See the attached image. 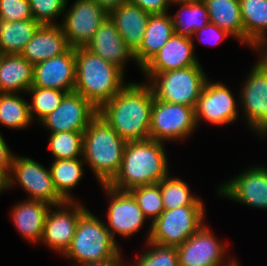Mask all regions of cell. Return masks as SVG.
<instances>
[{
	"label": "cell",
	"instance_id": "cell-42",
	"mask_svg": "<svg viewBox=\"0 0 267 266\" xmlns=\"http://www.w3.org/2000/svg\"><path fill=\"white\" fill-rule=\"evenodd\" d=\"M251 50L259 52L256 62L267 71V38L254 44Z\"/></svg>",
	"mask_w": 267,
	"mask_h": 266
},
{
	"label": "cell",
	"instance_id": "cell-16",
	"mask_svg": "<svg viewBox=\"0 0 267 266\" xmlns=\"http://www.w3.org/2000/svg\"><path fill=\"white\" fill-rule=\"evenodd\" d=\"M242 83L239 111L257 135L267 125V71L255 62Z\"/></svg>",
	"mask_w": 267,
	"mask_h": 266
},
{
	"label": "cell",
	"instance_id": "cell-46",
	"mask_svg": "<svg viewBox=\"0 0 267 266\" xmlns=\"http://www.w3.org/2000/svg\"><path fill=\"white\" fill-rule=\"evenodd\" d=\"M257 136H260V138H266L267 137V125L257 134Z\"/></svg>",
	"mask_w": 267,
	"mask_h": 266
},
{
	"label": "cell",
	"instance_id": "cell-33",
	"mask_svg": "<svg viewBox=\"0 0 267 266\" xmlns=\"http://www.w3.org/2000/svg\"><path fill=\"white\" fill-rule=\"evenodd\" d=\"M170 174L159 182L164 210L192 205L199 196L191 193L189 185L184 180Z\"/></svg>",
	"mask_w": 267,
	"mask_h": 266
},
{
	"label": "cell",
	"instance_id": "cell-39",
	"mask_svg": "<svg viewBox=\"0 0 267 266\" xmlns=\"http://www.w3.org/2000/svg\"><path fill=\"white\" fill-rule=\"evenodd\" d=\"M228 37L232 36L222 28H219L215 24L209 22L206 26L195 31L191 39L194 42V39L197 38L196 40L203 43L204 45L207 44L210 46L211 44L213 46H216Z\"/></svg>",
	"mask_w": 267,
	"mask_h": 266
},
{
	"label": "cell",
	"instance_id": "cell-14",
	"mask_svg": "<svg viewBox=\"0 0 267 266\" xmlns=\"http://www.w3.org/2000/svg\"><path fill=\"white\" fill-rule=\"evenodd\" d=\"M87 210L78 200L52 205L45 219L40 243L63 255L72 242L80 217Z\"/></svg>",
	"mask_w": 267,
	"mask_h": 266
},
{
	"label": "cell",
	"instance_id": "cell-27",
	"mask_svg": "<svg viewBox=\"0 0 267 266\" xmlns=\"http://www.w3.org/2000/svg\"><path fill=\"white\" fill-rule=\"evenodd\" d=\"M244 44L252 48L267 38V0H239Z\"/></svg>",
	"mask_w": 267,
	"mask_h": 266
},
{
	"label": "cell",
	"instance_id": "cell-2",
	"mask_svg": "<svg viewBox=\"0 0 267 266\" xmlns=\"http://www.w3.org/2000/svg\"><path fill=\"white\" fill-rule=\"evenodd\" d=\"M165 144L153 139L127 141L116 176L107 184L120 191L159 183L169 174Z\"/></svg>",
	"mask_w": 267,
	"mask_h": 266
},
{
	"label": "cell",
	"instance_id": "cell-8",
	"mask_svg": "<svg viewBox=\"0 0 267 266\" xmlns=\"http://www.w3.org/2000/svg\"><path fill=\"white\" fill-rule=\"evenodd\" d=\"M17 183L27 194L28 200L53 206L65 202L54 187L50 169L32 158L14 155L11 170L7 175V191Z\"/></svg>",
	"mask_w": 267,
	"mask_h": 266
},
{
	"label": "cell",
	"instance_id": "cell-30",
	"mask_svg": "<svg viewBox=\"0 0 267 266\" xmlns=\"http://www.w3.org/2000/svg\"><path fill=\"white\" fill-rule=\"evenodd\" d=\"M180 9L171 15L174 34L192 37L193 33L206 26L209 21L206 5L202 0L192 2L175 3Z\"/></svg>",
	"mask_w": 267,
	"mask_h": 266
},
{
	"label": "cell",
	"instance_id": "cell-4",
	"mask_svg": "<svg viewBox=\"0 0 267 266\" xmlns=\"http://www.w3.org/2000/svg\"><path fill=\"white\" fill-rule=\"evenodd\" d=\"M127 141L97 114L83 132L82 158L100 185L118 173Z\"/></svg>",
	"mask_w": 267,
	"mask_h": 266
},
{
	"label": "cell",
	"instance_id": "cell-37",
	"mask_svg": "<svg viewBox=\"0 0 267 266\" xmlns=\"http://www.w3.org/2000/svg\"><path fill=\"white\" fill-rule=\"evenodd\" d=\"M66 3L67 0H29L33 19L41 25L59 24L55 20L61 15L63 18Z\"/></svg>",
	"mask_w": 267,
	"mask_h": 266
},
{
	"label": "cell",
	"instance_id": "cell-28",
	"mask_svg": "<svg viewBox=\"0 0 267 266\" xmlns=\"http://www.w3.org/2000/svg\"><path fill=\"white\" fill-rule=\"evenodd\" d=\"M83 158L53 160L49 169L58 194L65 201H77L71 194L84 176Z\"/></svg>",
	"mask_w": 267,
	"mask_h": 266
},
{
	"label": "cell",
	"instance_id": "cell-49",
	"mask_svg": "<svg viewBox=\"0 0 267 266\" xmlns=\"http://www.w3.org/2000/svg\"><path fill=\"white\" fill-rule=\"evenodd\" d=\"M2 55H3V54H2V52L0 51V63H1Z\"/></svg>",
	"mask_w": 267,
	"mask_h": 266
},
{
	"label": "cell",
	"instance_id": "cell-12",
	"mask_svg": "<svg viewBox=\"0 0 267 266\" xmlns=\"http://www.w3.org/2000/svg\"><path fill=\"white\" fill-rule=\"evenodd\" d=\"M213 233L208 224L204 223L189 239L176 247L179 266L231 265L235 258L227 256L228 245L221 242Z\"/></svg>",
	"mask_w": 267,
	"mask_h": 266
},
{
	"label": "cell",
	"instance_id": "cell-34",
	"mask_svg": "<svg viewBox=\"0 0 267 266\" xmlns=\"http://www.w3.org/2000/svg\"><path fill=\"white\" fill-rule=\"evenodd\" d=\"M129 192L135 198L140 209L143 211L144 216L148 219L150 225L146 242L149 240L151 234V223H153L164 211L162 201V192L159 183L145 185L133 188Z\"/></svg>",
	"mask_w": 267,
	"mask_h": 266
},
{
	"label": "cell",
	"instance_id": "cell-29",
	"mask_svg": "<svg viewBox=\"0 0 267 266\" xmlns=\"http://www.w3.org/2000/svg\"><path fill=\"white\" fill-rule=\"evenodd\" d=\"M40 26L41 24L35 19L22 21L0 19V51L2 54H21Z\"/></svg>",
	"mask_w": 267,
	"mask_h": 266
},
{
	"label": "cell",
	"instance_id": "cell-1",
	"mask_svg": "<svg viewBox=\"0 0 267 266\" xmlns=\"http://www.w3.org/2000/svg\"><path fill=\"white\" fill-rule=\"evenodd\" d=\"M154 93L147 82H128L98 114L126 141L150 138Z\"/></svg>",
	"mask_w": 267,
	"mask_h": 266
},
{
	"label": "cell",
	"instance_id": "cell-5",
	"mask_svg": "<svg viewBox=\"0 0 267 266\" xmlns=\"http://www.w3.org/2000/svg\"><path fill=\"white\" fill-rule=\"evenodd\" d=\"M65 259L78 266L87 262L103 261L113 256H123L121 247L111 237L105 221L89 209L80 217L75 235L66 252ZM74 260V261H73Z\"/></svg>",
	"mask_w": 267,
	"mask_h": 266
},
{
	"label": "cell",
	"instance_id": "cell-10",
	"mask_svg": "<svg viewBox=\"0 0 267 266\" xmlns=\"http://www.w3.org/2000/svg\"><path fill=\"white\" fill-rule=\"evenodd\" d=\"M238 100L234 94L220 81L206 80L195 106V121L197 128L202 121L211 125L224 126L237 122L239 119ZM237 100V101H236ZM200 123V124H199Z\"/></svg>",
	"mask_w": 267,
	"mask_h": 266
},
{
	"label": "cell",
	"instance_id": "cell-6",
	"mask_svg": "<svg viewBox=\"0 0 267 266\" xmlns=\"http://www.w3.org/2000/svg\"><path fill=\"white\" fill-rule=\"evenodd\" d=\"M205 205L200 197L188 206L164 210L151 223L149 242L178 247L205 223Z\"/></svg>",
	"mask_w": 267,
	"mask_h": 266
},
{
	"label": "cell",
	"instance_id": "cell-32",
	"mask_svg": "<svg viewBox=\"0 0 267 266\" xmlns=\"http://www.w3.org/2000/svg\"><path fill=\"white\" fill-rule=\"evenodd\" d=\"M66 91L55 88H41L31 86L25 94L30 95L31 102H28L32 120L41 121L53 112L63 100Z\"/></svg>",
	"mask_w": 267,
	"mask_h": 266
},
{
	"label": "cell",
	"instance_id": "cell-9",
	"mask_svg": "<svg viewBox=\"0 0 267 266\" xmlns=\"http://www.w3.org/2000/svg\"><path fill=\"white\" fill-rule=\"evenodd\" d=\"M197 129L193 107L169 103L154 97L150 139L165 143L184 141Z\"/></svg>",
	"mask_w": 267,
	"mask_h": 266
},
{
	"label": "cell",
	"instance_id": "cell-15",
	"mask_svg": "<svg viewBox=\"0 0 267 266\" xmlns=\"http://www.w3.org/2000/svg\"><path fill=\"white\" fill-rule=\"evenodd\" d=\"M219 196L242 203V205L267 210V167L253 165L219 184Z\"/></svg>",
	"mask_w": 267,
	"mask_h": 266
},
{
	"label": "cell",
	"instance_id": "cell-24",
	"mask_svg": "<svg viewBox=\"0 0 267 266\" xmlns=\"http://www.w3.org/2000/svg\"><path fill=\"white\" fill-rule=\"evenodd\" d=\"M171 14H151L139 48L133 53L136 66L141 69L174 34Z\"/></svg>",
	"mask_w": 267,
	"mask_h": 266
},
{
	"label": "cell",
	"instance_id": "cell-31",
	"mask_svg": "<svg viewBox=\"0 0 267 266\" xmlns=\"http://www.w3.org/2000/svg\"><path fill=\"white\" fill-rule=\"evenodd\" d=\"M22 93H0V124L16 130L25 129L34 122L28 101Z\"/></svg>",
	"mask_w": 267,
	"mask_h": 266
},
{
	"label": "cell",
	"instance_id": "cell-44",
	"mask_svg": "<svg viewBox=\"0 0 267 266\" xmlns=\"http://www.w3.org/2000/svg\"><path fill=\"white\" fill-rule=\"evenodd\" d=\"M107 13L118 8L127 0H95Z\"/></svg>",
	"mask_w": 267,
	"mask_h": 266
},
{
	"label": "cell",
	"instance_id": "cell-18",
	"mask_svg": "<svg viewBox=\"0 0 267 266\" xmlns=\"http://www.w3.org/2000/svg\"><path fill=\"white\" fill-rule=\"evenodd\" d=\"M190 37L173 34L162 48L140 69L146 82L155 74L201 65Z\"/></svg>",
	"mask_w": 267,
	"mask_h": 266
},
{
	"label": "cell",
	"instance_id": "cell-19",
	"mask_svg": "<svg viewBox=\"0 0 267 266\" xmlns=\"http://www.w3.org/2000/svg\"><path fill=\"white\" fill-rule=\"evenodd\" d=\"M32 86L74 91L75 48L70 47L59 56L34 64Z\"/></svg>",
	"mask_w": 267,
	"mask_h": 266
},
{
	"label": "cell",
	"instance_id": "cell-3",
	"mask_svg": "<svg viewBox=\"0 0 267 266\" xmlns=\"http://www.w3.org/2000/svg\"><path fill=\"white\" fill-rule=\"evenodd\" d=\"M125 73L85 47L75 48V88L97 109L126 84Z\"/></svg>",
	"mask_w": 267,
	"mask_h": 266
},
{
	"label": "cell",
	"instance_id": "cell-25",
	"mask_svg": "<svg viewBox=\"0 0 267 266\" xmlns=\"http://www.w3.org/2000/svg\"><path fill=\"white\" fill-rule=\"evenodd\" d=\"M34 65L21 54H3L0 63V93H24L33 84Z\"/></svg>",
	"mask_w": 267,
	"mask_h": 266
},
{
	"label": "cell",
	"instance_id": "cell-11",
	"mask_svg": "<svg viewBox=\"0 0 267 266\" xmlns=\"http://www.w3.org/2000/svg\"><path fill=\"white\" fill-rule=\"evenodd\" d=\"M66 3L61 26L69 47H85L108 13L95 0H75Z\"/></svg>",
	"mask_w": 267,
	"mask_h": 266
},
{
	"label": "cell",
	"instance_id": "cell-26",
	"mask_svg": "<svg viewBox=\"0 0 267 266\" xmlns=\"http://www.w3.org/2000/svg\"><path fill=\"white\" fill-rule=\"evenodd\" d=\"M206 5L210 23L225 30L244 45V27L239 0H202Z\"/></svg>",
	"mask_w": 267,
	"mask_h": 266
},
{
	"label": "cell",
	"instance_id": "cell-17",
	"mask_svg": "<svg viewBox=\"0 0 267 266\" xmlns=\"http://www.w3.org/2000/svg\"><path fill=\"white\" fill-rule=\"evenodd\" d=\"M98 114V109L80 93L67 92L61 104L38 124L50 133L84 131Z\"/></svg>",
	"mask_w": 267,
	"mask_h": 266
},
{
	"label": "cell",
	"instance_id": "cell-23",
	"mask_svg": "<svg viewBox=\"0 0 267 266\" xmlns=\"http://www.w3.org/2000/svg\"><path fill=\"white\" fill-rule=\"evenodd\" d=\"M52 205L25 199L11 208V220L17 232L30 243L42 240L44 223Z\"/></svg>",
	"mask_w": 267,
	"mask_h": 266
},
{
	"label": "cell",
	"instance_id": "cell-21",
	"mask_svg": "<svg viewBox=\"0 0 267 266\" xmlns=\"http://www.w3.org/2000/svg\"><path fill=\"white\" fill-rule=\"evenodd\" d=\"M61 24L41 25L21 55L33 65L59 56L69 49Z\"/></svg>",
	"mask_w": 267,
	"mask_h": 266
},
{
	"label": "cell",
	"instance_id": "cell-13",
	"mask_svg": "<svg viewBox=\"0 0 267 266\" xmlns=\"http://www.w3.org/2000/svg\"><path fill=\"white\" fill-rule=\"evenodd\" d=\"M100 186L109 198L106 228L110 231L114 241L120 245L115 234L123 238L133 236L143 228L148 219L129 191H120L107 184Z\"/></svg>",
	"mask_w": 267,
	"mask_h": 266
},
{
	"label": "cell",
	"instance_id": "cell-45",
	"mask_svg": "<svg viewBox=\"0 0 267 266\" xmlns=\"http://www.w3.org/2000/svg\"><path fill=\"white\" fill-rule=\"evenodd\" d=\"M7 190V175L0 169V194Z\"/></svg>",
	"mask_w": 267,
	"mask_h": 266
},
{
	"label": "cell",
	"instance_id": "cell-22",
	"mask_svg": "<svg viewBox=\"0 0 267 266\" xmlns=\"http://www.w3.org/2000/svg\"><path fill=\"white\" fill-rule=\"evenodd\" d=\"M150 13L136 4L124 2L108 13L126 46L134 53L143 40Z\"/></svg>",
	"mask_w": 267,
	"mask_h": 266
},
{
	"label": "cell",
	"instance_id": "cell-36",
	"mask_svg": "<svg viewBox=\"0 0 267 266\" xmlns=\"http://www.w3.org/2000/svg\"><path fill=\"white\" fill-rule=\"evenodd\" d=\"M144 253L139 254L130 266H179L177 248L147 241ZM129 266V265H128Z\"/></svg>",
	"mask_w": 267,
	"mask_h": 266
},
{
	"label": "cell",
	"instance_id": "cell-40",
	"mask_svg": "<svg viewBox=\"0 0 267 266\" xmlns=\"http://www.w3.org/2000/svg\"><path fill=\"white\" fill-rule=\"evenodd\" d=\"M127 2L136 4L150 14L167 13L168 8L171 7L169 0H127Z\"/></svg>",
	"mask_w": 267,
	"mask_h": 266
},
{
	"label": "cell",
	"instance_id": "cell-41",
	"mask_svg": "<svg viewBox=\"0 0 267 266\" xmlns=\"http://www.w3.org/2000/svg\"><path fill=\"white\" fill-rule=\"evenodd\" d=\"M16 153L12 152L0 132V169L8 175L11 170L12 160Z\"/></svg>",
	"mask_w": 267,
	"mask_h": 266
},
{
	"label": "cell",
	"instance_id": "cell-20",
	"mask_svg": "<svg viewBox=\"0 0 267 266\" xmlns=\"http://www.w3.org/2000/svg\"><path fill=\"white\" fill-rule=\"evenodd\" d=\"M85 48L116 65L124 73L127 70L125 69L127 62L134 61L132 51L126 46L109 16L101 23Z\"/></svg>",
	"mask_w": 267,
	"mask_h": 266
},
{
	"label": "cell",
	"instance_id": "cell-38",
	"mask_svg": "<svg viewBox=\"0 0 267 266\" xmlns=\"http://www.w3.org/2000/svg\"><path fill=\"white\" fill-rule=\"evenodd\" d=\"M0 19L5 21L33 19L29 0H0Z\"/></svg>",
	"mask_w": 267,
	"mask_h": 266
},
{
	"label": "cell",
	"instance_id": "cell-48",
	"mask_svg": "<svg viewBox=\"0 0 267 266\" xmlns=\"http://www.w3.org/2000/svg\"><path fill=\"white\" fill-rule=\"evenodd\" d=\"M229 266H241L240 265V263L237 261V260H235L231 265H229Z\"/></svg>",
	"mask_w": 267,
	"mask_h": 266
},
{
	"label": "cell",
	"instance_id": "cell-43",
	"mask_svg": "<svg viewBox=\"0 0 267 266\" xmlns=\"http://www.w3.org/2000/svg\"><path fill=\"white\" fill-rule=\"evenodd\" d=\"M123 256H113L103 261L87 262L78 266H126Z\"/></svg>",
	"mask_w": 267,
	"mask_h": 266
},
{
	"label": "cell",
	"instance_id": "cell-47",
	"mask_svg": "<svg viewBox=\"0 0 267 266\" xmlns=\"http://www.w3.org/2000/svg\"><path fill=\"white\" fill-rule=\"evenodd\" d=\"M169 1H170L171 6H172L175 3L192 2L195 0H169Z\"/></svg>",
	"mask_w": 267,
	"mask_h": 266
},
{
	"label": "cell",
	"instance_id": "cell-7",
	"mask_svg": "<svg viewBox=\"0 0 267 266\" xmlns=\"http://www.w3.org/2000/svg\"><path fill=\"white\" fill-rule=\"evenodd\" d=\"M202 65L155 74L147 83L156 99L190 106L195 109L197 100L208 77Z\"/></svg>",
	"mask_w": 267,
	"mask_h": 266
},
{
	"label": "cell",
	"instance_id": "cell-35",
	"mask_svg": "<svg viewBox=\"0 0 267 266\" xmlns=\"http://www.w3.org/2000/svg\"><path fill=\"white\" fill-rule=\"evenodd\" d=\"M83 132L50 133L48 144L53 160L82 158Z\"/></svg>",
	"mask_w": 267,
	"mask_h": 266
}]
</instances>
